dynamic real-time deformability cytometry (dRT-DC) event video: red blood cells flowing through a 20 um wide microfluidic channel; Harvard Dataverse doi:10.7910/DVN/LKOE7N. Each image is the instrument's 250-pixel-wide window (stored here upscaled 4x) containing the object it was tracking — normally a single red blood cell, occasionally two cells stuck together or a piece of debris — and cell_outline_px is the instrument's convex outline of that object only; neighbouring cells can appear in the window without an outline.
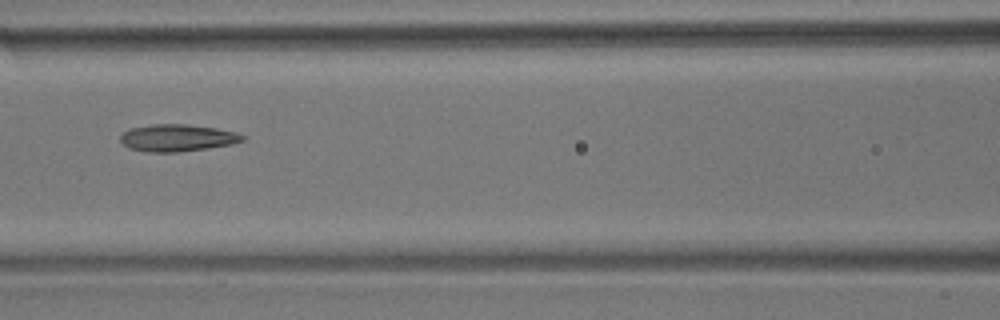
{"species": "common noctule bat (a hibernating species)", "species_latin": "Nyctalus noctula", "temperature_condition": "room temperature", "stored_images_in_passage": 7, "camera_frame_rate_fps": 3000, "um_per_image_px": 0.085, "animal": {"sex": "male", "body_mass_g": 17.9}, "frame": {"image": 1, "passage_image": 7, "time_ms": 7.0, "image_size_px": [1000, 320], "cell_outline_px": [[244, 140], [232, 144], [208, 148], [176, 152], [148, 152], [128, 148], [120, 140], [120, 136], [128, 128], [152, 124], [188, 124], [216, 128], [236, 132], [244, 136]], "centroid_in_image_um": [15.05, 11.71], "position_along_channel_um": 151.6, "area_um2": 19.31}}